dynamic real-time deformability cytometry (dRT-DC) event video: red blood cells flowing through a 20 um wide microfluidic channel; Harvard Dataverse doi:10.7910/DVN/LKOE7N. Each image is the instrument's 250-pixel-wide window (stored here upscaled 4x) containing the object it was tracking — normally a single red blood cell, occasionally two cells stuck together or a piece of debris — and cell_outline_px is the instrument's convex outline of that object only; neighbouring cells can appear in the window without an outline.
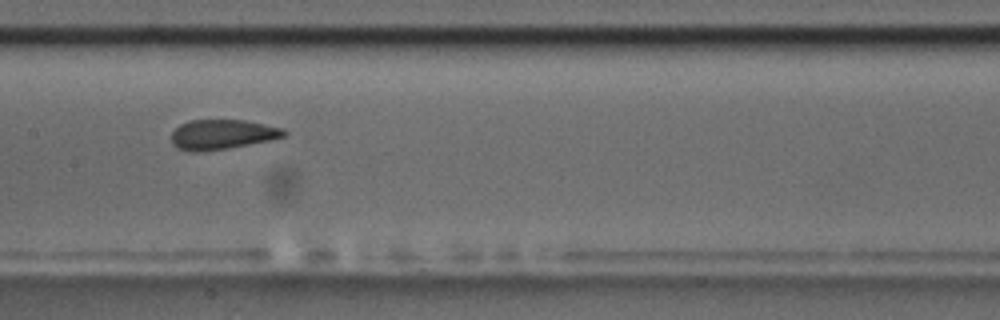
{"species": "common noctule bat (a hibernating species)", "species_latin": "Nyctalus noctula", "temperature_condition": "room temperature", "stored_images_in_passage": 9, "camera_frame_rate_fps": 3000, "um_per_image_px": 0.085, "animal": {"sex": "male", "body_mass_g": 17.5, "forearm_length_mm": 52.3}, "frame": {"image": 1, "passage_image": 7, "time_ms": 7.0, "image_size_px": [1000, 320], "cell_outline_px": [[288, 132], [284, 136], [272, 140], [228, 148], [196, 152], [192, 152], [180, 148], [172, 144], [172, 132], [180, 124], [188, 120], [244, 120], [284, 128]], "centroid_in_image_um": [18.91, 11.42], "position_along_channel_um": 188.5, "area_um2": 19.54}}
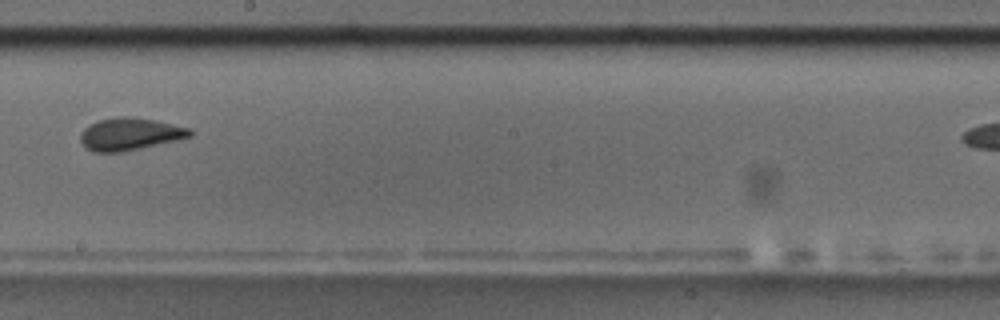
{"frame": {"image": 2, "passage_image": 8, "time_ms": 8.333, "image_size_px": [1000, 320], "cell_outline_px": [[192, 136], [176, 140], [120, 152], [92, 152], [84, 148], [80, 140], [80, 132], [88, 124], [96, 120], [120, 116], [128, 116], [156, 120], [192, 128]], "centroid_in_image_um": [11.0, 11.38], "position_along_channel_um": 237.2, "area_um2": 20.87}}